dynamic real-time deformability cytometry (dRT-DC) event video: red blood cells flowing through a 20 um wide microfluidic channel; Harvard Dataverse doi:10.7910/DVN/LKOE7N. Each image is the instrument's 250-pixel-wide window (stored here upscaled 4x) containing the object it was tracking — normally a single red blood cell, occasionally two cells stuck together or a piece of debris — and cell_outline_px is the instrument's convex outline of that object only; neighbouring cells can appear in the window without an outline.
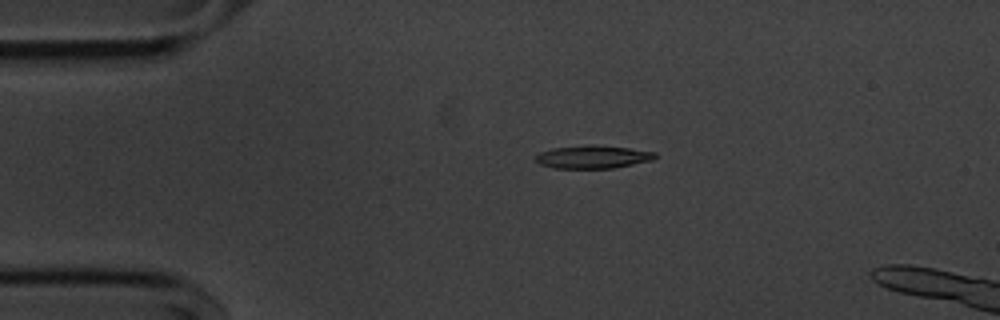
{"species": "common noctule bat (a hibernating species)", "species_latin": "Nyctalus noctula", "temperature_condition": "cold", "stored_images_in_passage": 15, "camera_frame_rate_fps": 3000, "um_per_image_px": 0.085, "animal": {"sex": "male", "body_mass_g": 20.1, "forearm_length_mm": 53.5}, "frame": {"image": 1, "passage_image": 11, "time_ms": 3.333, "image_size_px": [1000, 320], "cell_outline_px": [[656, 156], [652, 160], [612, 168], [552, 168], [540, 164], [536, 160], [536, 156], [540, 152], [552, 148], [588, 144], [592, 144], [628, 148], [656, 152]], "centroid_in_image_um": [50.37, 13.33], "position_along_channel_um": 34.6, "area_um2": 15.95}}